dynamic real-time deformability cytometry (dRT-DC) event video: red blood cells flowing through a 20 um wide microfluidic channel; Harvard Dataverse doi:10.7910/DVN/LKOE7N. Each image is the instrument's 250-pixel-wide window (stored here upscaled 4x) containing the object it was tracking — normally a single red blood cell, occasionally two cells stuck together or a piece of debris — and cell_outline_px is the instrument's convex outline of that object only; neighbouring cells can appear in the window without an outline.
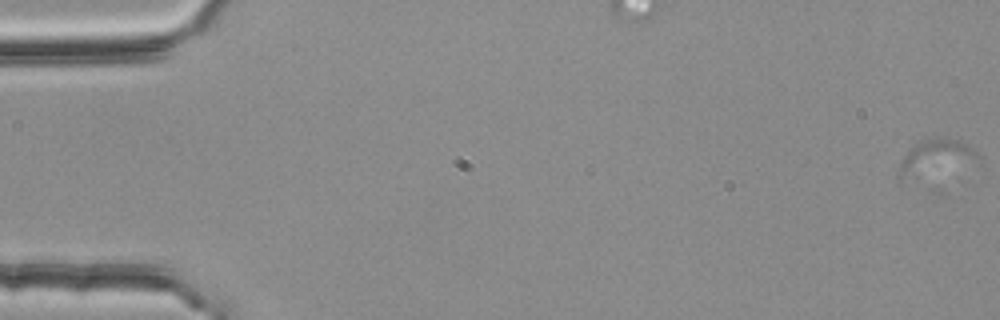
{"species": "common noctule bat (a hibernating species)", "species_latin": "Nyctalus noctula", "temperature_condition": "room temperature", "stored_images_in_passage": 59, "camera_frame_rate_fps": 3000, "um_per_image_px": 0.085, "animal": {"sex": "female", "body_mass_g": 25.1}, "frame": {"image": 1, "passage_image": 1, "time_ms": 0.0, "image_size_px": [1000, 320], "cell_outline_px": [[980, 164], [900, 184], [896, 176], [900, 164], [904, 156], [920, 140], [936, 136], [940, 136], [960, 140], [968, 144], [980, 156]], "centroid_in_image_um": [79.56, 13.48], "position_along_channel_um": 5.4, "area_um2": 18.09}}
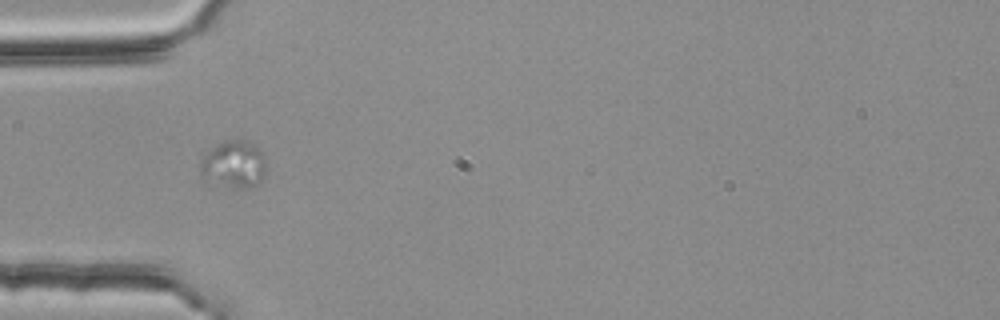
{"frame": {"image": 2, "passage_image": 20, "time_ms": 6.333, "image_size_px": [1000, 320], "cell_outline_px": [[268, 172], [256, 184], [244, 188], [232, 188], [204, 180], [200, 176], [200, 168], [204, 156], [216, 144], [224, 140], [252, 140], [260, 148]], "centroid_in_image_um": [19.89, 13.96], "position_along_channel_um": 65.1, "area_um2": 18.44}}
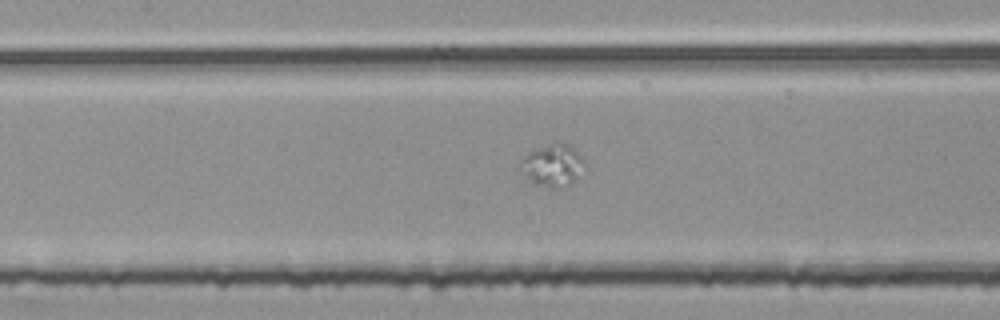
{"frame": {"image": 3, "passage_image": 28, "time_ms": 9.0, "image_size_px": [1000, 320], "cell_outline_px": [[584, 160], [576, 180], [568, 184], [556, 188], [552, 188], [536, 184], [520, 172], [524, 160], [532, 152], [548, 144], [560, 140], [572, 144], [580, 152]], "centroid_in_image_um": [47.04, 14.01], "position_along_channel_um": 160.4, "area_um2": 15.37}}